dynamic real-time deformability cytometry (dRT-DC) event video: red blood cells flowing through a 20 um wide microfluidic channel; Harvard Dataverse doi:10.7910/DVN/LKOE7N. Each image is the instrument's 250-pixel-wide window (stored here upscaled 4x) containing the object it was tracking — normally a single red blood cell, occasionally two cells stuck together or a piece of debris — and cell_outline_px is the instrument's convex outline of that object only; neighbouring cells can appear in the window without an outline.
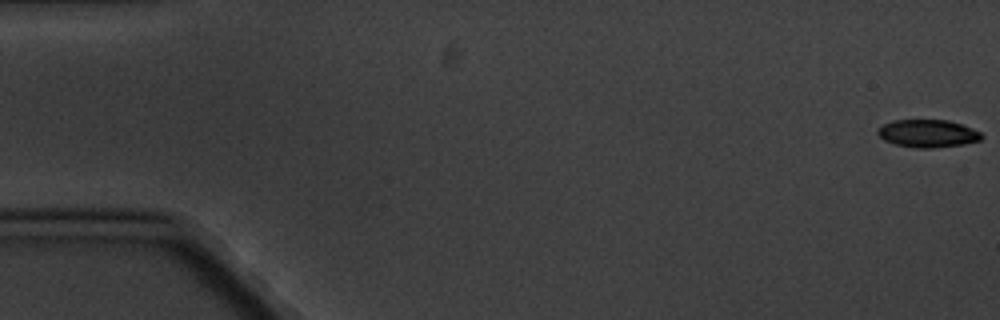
{"species": "common noctule bat (a hibernating species)", "species_latin": "Nyctalus noctula", "temperature_condition": "cold", "stored_images_in_passage": 6, "camera_frame_rate_fps": 3000, "um_per_image_px": 0.085, "animal": {"sex": "male", "body_mass_g": 20.1, "forearm_length_mm": 53.5}, "frame": {"image": 1, "passage_image": 1, "time_ms": 0.0, "image_size_px": [1000, 320], "cell_outline_px": [[984, 136], [980, 140], [964, 144], [936, 148], [916, 148], [896, 144], [884, 140], [876, 132], [876, 128], [892, 120], [948, 120], [964, 124], [980, 132]], "centroid_in_image_um": [78.87, 11.34], "position_along_channel_um": 6.1, "area_um2": 16.94}}
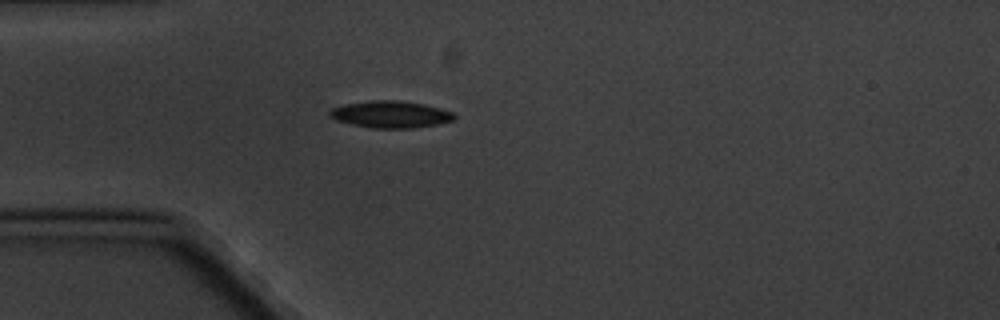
{"frame": {"image": 2, "passage_image": 5, "time_ms": 5.333, "image_size_px": [1000, 320], "cell_outline_px": [[456, 116], [452, 120], [436, 124], [412, 128], [372, 128], [352, 124], [336, 120], [328, 116], [328, 112], [332, 108], [344, 104], [372, 100], [396, 100], [424, 104], [440, 108], [452, 112]], "centroid_in_image_um": [33.16, 9.71], "position_along_channel_um": 51.8, "area_um2": 19.42}}